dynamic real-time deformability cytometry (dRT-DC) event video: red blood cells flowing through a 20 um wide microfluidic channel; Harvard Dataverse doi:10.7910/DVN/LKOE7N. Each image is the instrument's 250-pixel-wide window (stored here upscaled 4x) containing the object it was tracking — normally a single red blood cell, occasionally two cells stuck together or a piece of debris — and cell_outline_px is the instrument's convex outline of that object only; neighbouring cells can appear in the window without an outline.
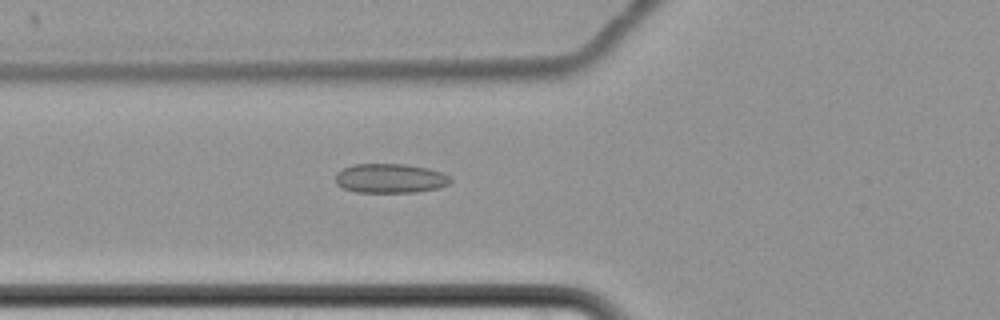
{"species": "common noctule bat (a hibernating species)", "species_latin": "Nyctalus noctula", "temperature_condition": "cold", "stored_images_in_passage": 7, "camera_frame_rate_fps": 3000, "um_per_image_px": 0.085, "animal": {"sex": "female", "body_mass_g": 22.7, "forearm_length_mm": 54.2}, "frame": {"image": 1, "passage_image": 7, "time_ms": 8.333, "image_size_px": [1000, 320], "cell_outline_px": [[452, 180], [448, 184], [440, 188], [416, 192], [356, 192], [344, 188], [336, 184], [336, 172], [352, 164], [404, 164], [428, 168], [440, 172], [448, 176]], "centroid_in_image_um": [33.15, 15.16], "position_along_channel_um": 92.6, "area_um2": 19.65}}